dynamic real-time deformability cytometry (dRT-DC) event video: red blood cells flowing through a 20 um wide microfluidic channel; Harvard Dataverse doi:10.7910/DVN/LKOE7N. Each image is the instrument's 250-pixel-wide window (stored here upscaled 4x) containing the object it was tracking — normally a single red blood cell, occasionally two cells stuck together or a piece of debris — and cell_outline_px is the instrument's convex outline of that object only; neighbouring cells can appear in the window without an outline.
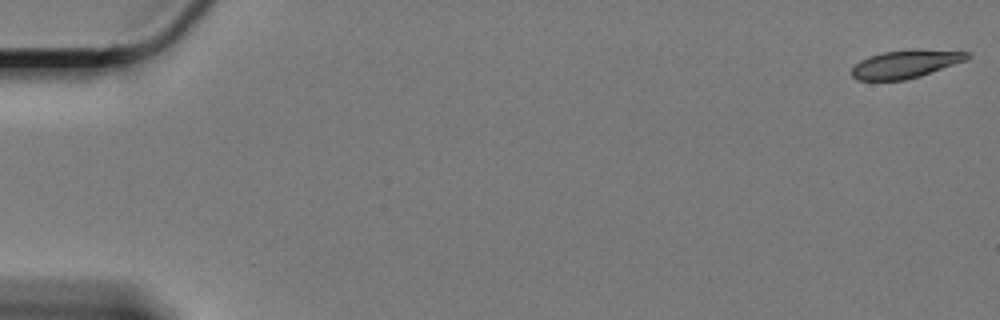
{"species": "Egyptian fruit bat (a non-hibernating species)", "species_latin": "Rousettus aegyptiacus", "temperature_condition": "cold", "stored_images_in_passage": 13, "camera_frame_rate_fps": 3000, "um_per_image_px": 0.085, "animal": {"sex": "female"}, "frame": {"image": 1, "passage_image": 1, "time_ms": 0.0, "image_size_px": [1000, 320], "cell_outline_px": [[972, 56], [964, 60], [920, 76], [904, 80], [856, 80], [852, 76], [852, 68], [860, 60], [868, 56], [884, 52], [912, 48], [916, 48], [968, 52]], "centroid_in_image_um": [76.94, 5.42], "position_along_channel_um": 8.1, "area_um2": 18.84}}